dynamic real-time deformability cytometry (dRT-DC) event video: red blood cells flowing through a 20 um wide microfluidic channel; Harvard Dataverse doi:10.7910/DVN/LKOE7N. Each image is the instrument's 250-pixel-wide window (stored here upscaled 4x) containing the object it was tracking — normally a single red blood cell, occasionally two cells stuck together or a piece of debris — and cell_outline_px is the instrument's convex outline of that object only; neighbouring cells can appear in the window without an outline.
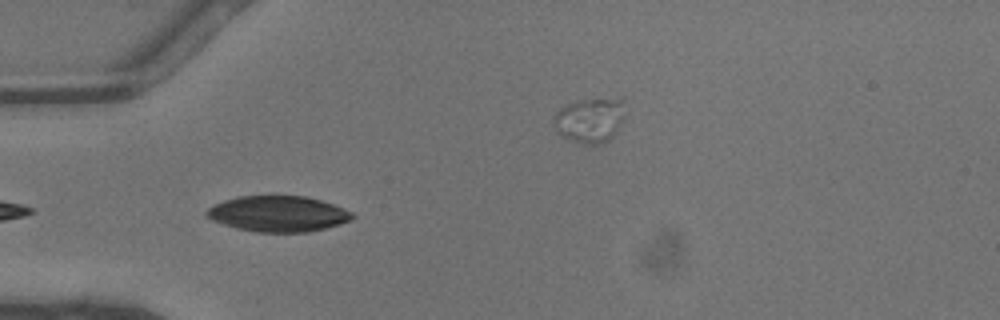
{"species": "common noctule bat (a hibernating species)", "species_latin": "Nyctalus noctula", "temperature_condition": "warm", "stored_images_in_passage": 9, "camera_frame_rate_fps": 3000, "um_per_image_px": 0.085, "animal": {"sex": "male", "body_mass_g": 13.3}, "frame": {"image": 1, "passage_image": 2, "time_ms": 0.333, "image_size_px": [1000, 320], "cell_outline_px": [[356, 216], [352, 220], [340, 224], [308, 232], [256, 232], [236, 228], [212, 220], [204, 216], [204, 212], [212, 204], [236, 196], [272, 192], [308, 196], [344, 208], [352, 212]], "centroid_in_image_um": [23.6, 18.11], "position_along_channel_um": 61.4, "area_um2": 31.62}}